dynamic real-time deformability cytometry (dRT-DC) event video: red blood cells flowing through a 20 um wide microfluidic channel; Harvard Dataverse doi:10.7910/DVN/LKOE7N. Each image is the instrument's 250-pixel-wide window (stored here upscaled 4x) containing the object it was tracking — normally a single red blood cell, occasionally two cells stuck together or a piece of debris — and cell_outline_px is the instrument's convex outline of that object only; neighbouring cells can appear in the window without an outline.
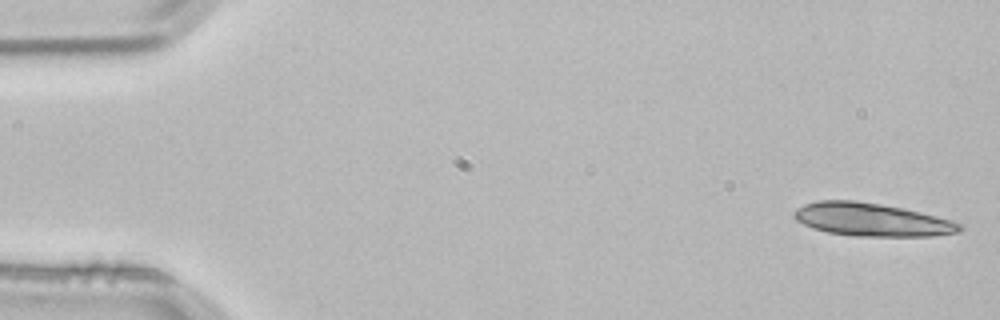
{"species": "common noctule bat (a hibernating species)", "species_latin": "Nyctalus noctula", "temperature_condition": "room temperature", "stored_images_in_passage": 4, "segment_of_instrument_passage": [1, 2], "camera_frame_rate_fps": 3000, "um_per_image_px": 0.085, "animal": {"sex": "male", "body_mass_g": 21.5, "forearm_length_mm": 52.0}, "frame": {"image": 1, "passage_image": 1, "time_ms": 0.0, "image_size_px": [1000, 320], "cell_outline_px": [[964, 228], [960, 232], [932, 236], [856, 236], [828, 232], [812, 228], [796, 220], [792, 216], [792, 212], [796, 208], [804, 204], [816, 200], [856, 200], [904, 208], [952, 220], [960, 224]], "centroid_in_image_um": [74.07, 18.66], "position_along_channel_um": 10.9, "area_um2": 32.08}}